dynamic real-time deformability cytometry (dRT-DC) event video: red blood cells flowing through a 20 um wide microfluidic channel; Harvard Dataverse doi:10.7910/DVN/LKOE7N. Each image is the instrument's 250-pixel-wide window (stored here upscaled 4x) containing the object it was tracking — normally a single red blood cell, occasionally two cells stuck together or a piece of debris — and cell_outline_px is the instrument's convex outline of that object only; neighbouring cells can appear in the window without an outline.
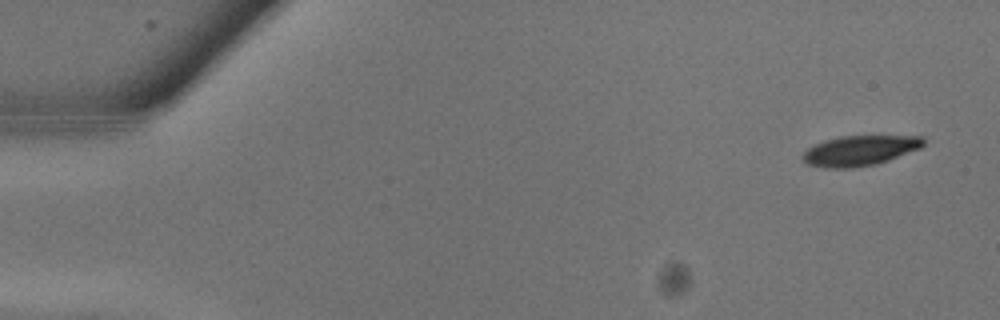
{"species": "common noctule bat (a hibernating species)", "species_latin": "Nyctalus noctula", "temperature_condition": "warm", "stored_images_in_passage": 11, "camera_frame_rate_fps": 3000, "um_per_image_px": 0.085, "animal": {"sex": "male", "body_mass_g": 13.3}, "frame": {"image": 1, "passage_image": 1, "time_ms": 0.0, "image_size_px": [1000, 320], "cell_outline_px": [[924, 144], [920, 148], [888, 160], [876, 164], [852, 168], [824, 168], [804, 164], [804, 152], [808, 148], [824, 140], [840, 136], [924, 136]], "centroid_in_image_um": [73.07, 12.8], "position_along_channel_um": 11.9, "area_um2": 21.15}}
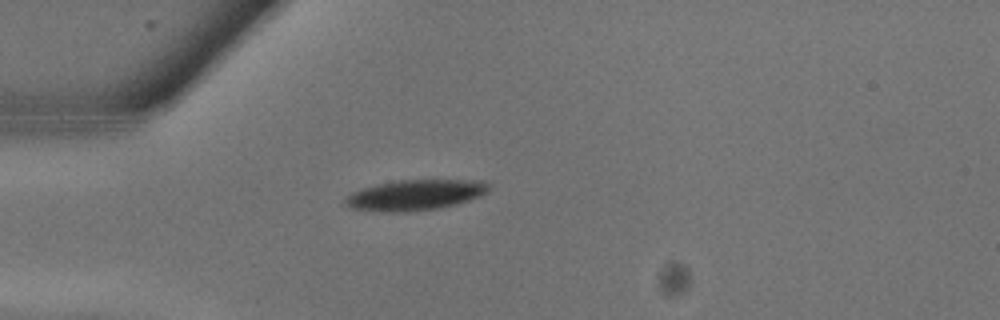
{"frame": {"image": 2, "passage_image": 7, "time_ms": 2.0, "image_size_px": [1000, 320], "cell_outline_px": [[488, 188], [484, 192], [468, 200], [456, 204], [436, 208], [408, 212], [376, 212], [348, 208], [344, 204], [344, 200], [352, 192], [376, 184], [400, 180], [484, 180], [488, 184]], "centroid_in_image_um": [35.2, 16.58], "position_along_channel_um": 49.8, "area_um2": 25.37}}
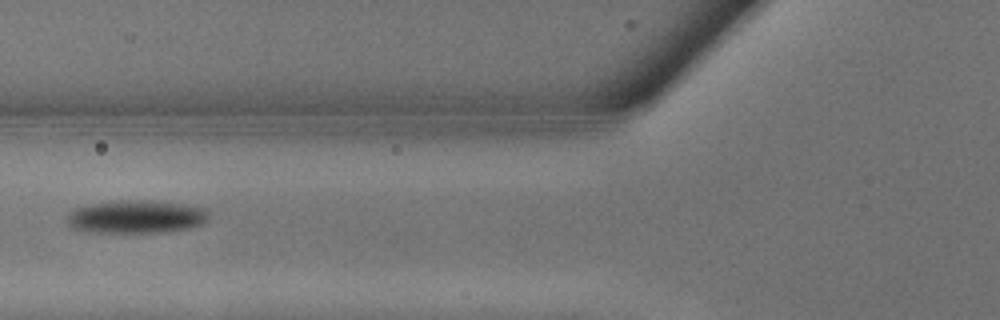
{"frame": {"image": 3, "passage_image": 10, "time_ms": 3.0, "image_size_px": [1000, 320], "cell_outline_px": [[212, 216], [204, 224], [188, 228], [168, 232], [80, 232], [72, 228], [64, 220], [76, 208], [92, 204], [116, 200], [148, 200], [184, 204], [208, 208]], "centroid_in_image_um": [11.63, 18.43], "position_along_channel_um": 114.2, "area_um2": 27.8}}